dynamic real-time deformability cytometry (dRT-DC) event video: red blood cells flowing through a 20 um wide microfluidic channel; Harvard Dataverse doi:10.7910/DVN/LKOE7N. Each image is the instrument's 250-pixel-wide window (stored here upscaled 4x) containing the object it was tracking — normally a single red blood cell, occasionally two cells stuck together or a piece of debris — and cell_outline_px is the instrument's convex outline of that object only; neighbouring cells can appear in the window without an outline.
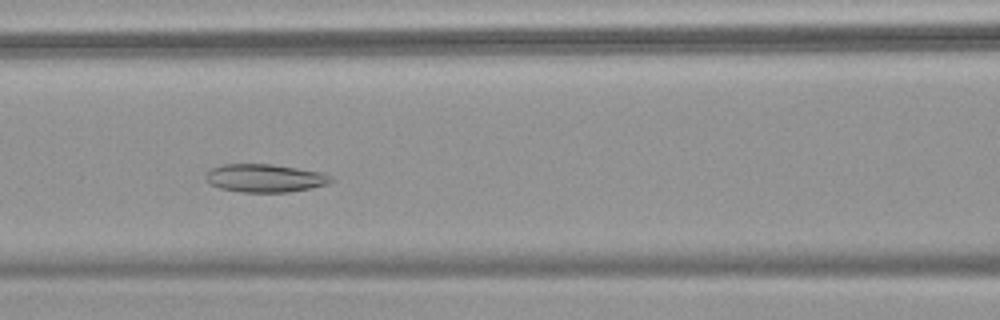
{"species": "common noctule bat (a hibernating species)", "species_latin": "Nyctalus noctula", "temperature_condition": "warm", "stored_images_in_passage": 51, "camera_frame_rate_fps": 3000, "um_per_image_px": 0.085, "animal": {"sex": "female", "body_mass_g": 18.4}, "frame": {"image": 1, "passage_image": 21, "time_ms": 6.667, "image_size_px": [1000, 320], "cell_outline_px": [[336, 180], [328, 184], [312, 188], [288, 192], [240, 192], [220, 188], [212, 184], [204, 176], [212, 168], [224, 164], [272, 164], [324, 172], [332, 176]], "centroid_in_image_um": [22.6, 15.14], "position_along_channel_um": 144.0, "area_um2": 20.63}}
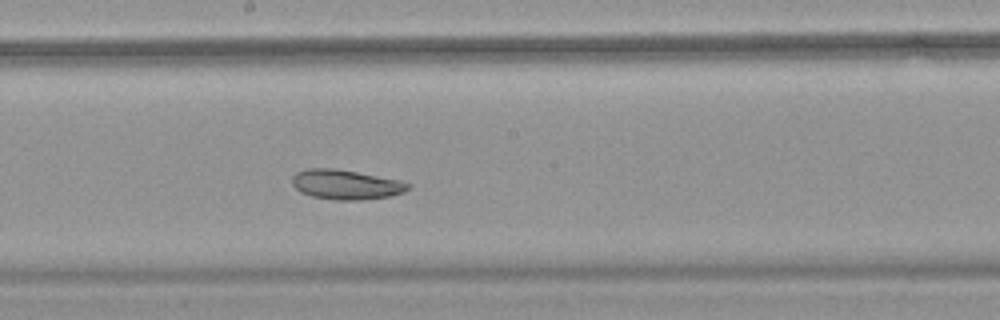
{"frame": {"image": 2, "passage_image": 27, "time_ms": 8.667, "image_size_px": [1000, 320], "cell_outline_px": [[412, 188], [404, 192], [392, 196], [360, 200], [332, 200], [312, 196], [300, 192], [292, 184], [292, 176], [296, 172], [308, 168], [332, 168], [356, 172], [400, 180], [412, 184]], "centroid_in_image_um": [29.42, 15.69], "position_along_channel_um": 218.8, "area_um2": 20.23}}
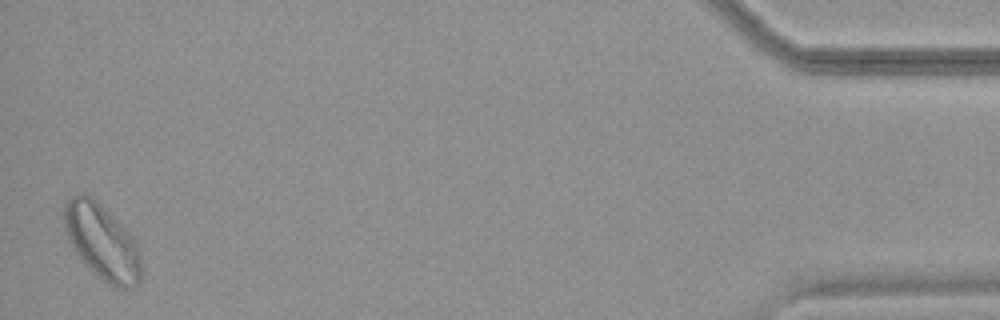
{"frame": {"image": 3, "passage_image": 50, "time_ms": 16.333, "image_size_px": [1000, 320], "cell_outline_px": [[140, 280], [136, 288], [116, 288], [108, 284], [96, 276], [84, 264], [76, 252], [68, 236], [64, 224], [64, 204], [72, 196], [80, 192], [96, 200], [132, 236], [136, 244], [140, 256]], "centroid_in_image_um": [8.67, 20.6], "position_along_channel_um": 426.5, "area_um2": 33.41}, "authors_computed_cell_mechanics": {"area_um2": 26.5302, "velocity_mm_per_s": 3.7541, "shape_relaxation_time_tau1_ms": null, "shape_relaxation_time_tau2_ms": 5.0123, "deformation_change_tau1": null, "deformation_change_tau2": 0.0782}}